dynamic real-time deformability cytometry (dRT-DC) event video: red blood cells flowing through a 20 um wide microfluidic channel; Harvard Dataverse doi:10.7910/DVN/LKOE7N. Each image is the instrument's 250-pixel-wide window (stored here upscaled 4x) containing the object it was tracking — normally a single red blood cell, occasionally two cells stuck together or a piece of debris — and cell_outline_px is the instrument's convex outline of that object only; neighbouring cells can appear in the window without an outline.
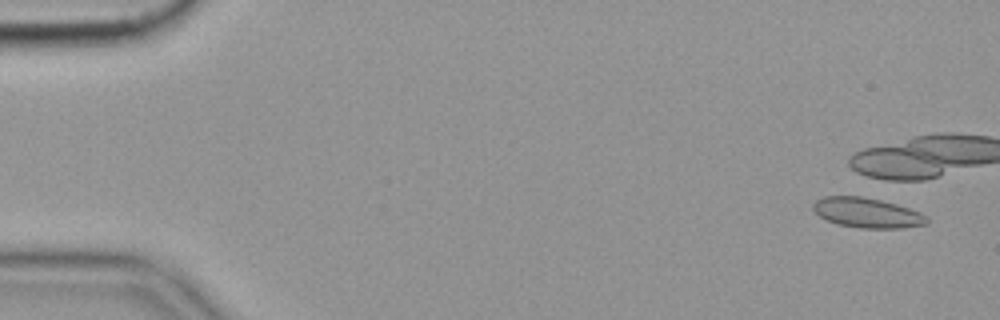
{"species": "common noctule bat (a hibernating species)", "species_latin": "Nyctalus noctula", "temperature_condition": "cold", "stored_images_in_passage": 7, "camera_frame_rate_fps": 3000, "um_per_image_px": 0.085, "animal": {"sex": "female", "body_mass_g": 19.9}, "frame": {"image": 1, "passage_image": 3, "time_ms": 0.667, "image_size_px": [1000, 320], "cell_outline_px": [[928, 224], [900, 228], [860, 228], [836, 224], [820, 216], [812, 208], [812, 204], [816, 200], [824, 196], [860, 196], [880, 200], [896, 204], [920, 212], [928, 220]], "centroid_in_image_um": [73.68, 18.09], "position_along_channel_um": 11.3, "area_um2": 19.71}}